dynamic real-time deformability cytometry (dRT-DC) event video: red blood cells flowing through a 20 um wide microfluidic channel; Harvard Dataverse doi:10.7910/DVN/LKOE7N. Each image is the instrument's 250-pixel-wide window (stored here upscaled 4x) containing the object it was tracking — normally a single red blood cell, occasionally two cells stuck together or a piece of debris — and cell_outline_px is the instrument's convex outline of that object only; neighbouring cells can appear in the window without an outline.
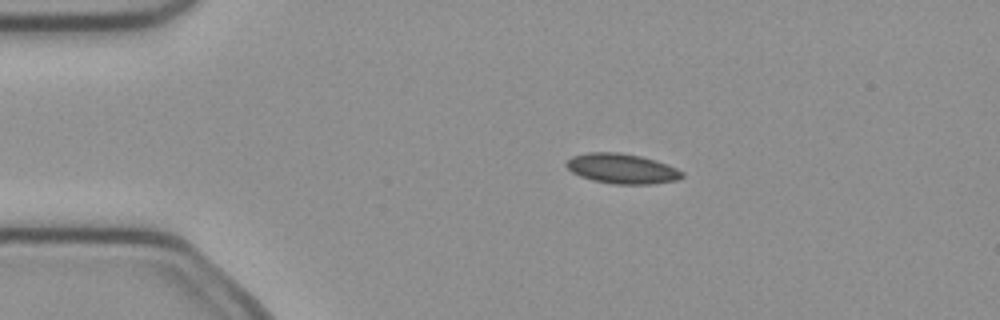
{"species": "common noctule bat (a hibernating species)", "species_latin": "Nyctalus noctula", "temperature_condition": "cold", "stored_images_in_passage": 3, "camera_frame_rate_fps": 3000, "um_per_image_px": 0.085, "animal": {"sex": "female", "body_mass_g": 21.9}, "frame": {"image": 1, "passage_image": 2, "time_ms": 0.333, "image_size_px": [1000, 320], "cell_outline_px": [[684, 176], [676, 180], [652, 184], [612, 184], [592, 180], [580, 176], [572, 172], [564, 164], [572, 156], [588, 152], [616, 152], [640, 156], [656, 160], [676, 168], [684, 172]], "centroid_in_image_um": [52.86, 14.33], "position_along_channel_um": 32.1, "area_um2": 20.23}}